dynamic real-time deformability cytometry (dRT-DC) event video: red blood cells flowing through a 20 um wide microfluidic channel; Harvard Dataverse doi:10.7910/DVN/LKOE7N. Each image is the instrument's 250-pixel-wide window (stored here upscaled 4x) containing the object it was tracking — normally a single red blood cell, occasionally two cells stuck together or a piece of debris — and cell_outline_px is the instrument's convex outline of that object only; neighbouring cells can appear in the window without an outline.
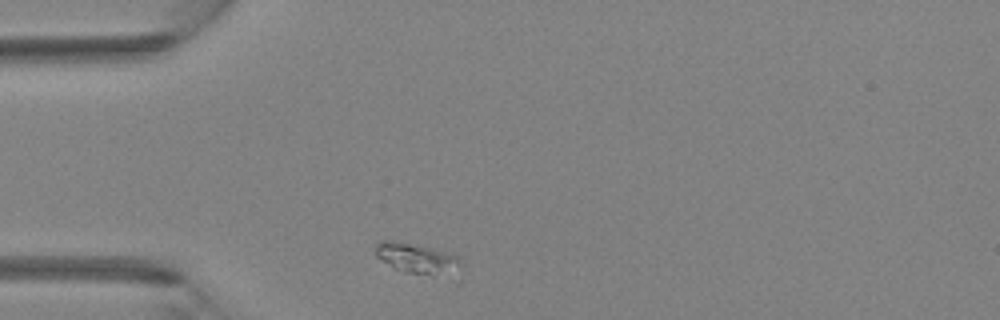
{"species": "Egyptian fruit bat (a non-hibernating species)", "species_latin": "Rousettus aegyptiacus", "temperature_condition": "room temperature", "stored_images_in_passage": 2, "camera_frame_rate_fps": 3000, "um_per_image_px": 0.085, "animal": {"sex": "female"}, "frame": {"image": 1, "passage_image": 1, "time_ms": 0.0, "image_size_px": [1000, 320], "cell_outline_px": [[460, 260], [432, 276], [404, 272], [396, 268], [376, 256], [376, 244], [380, 240], [388, 240], [432, 248], [452, 252], [460, 256]], "centroid_in_image_um": [35.28, 21.89], "position_along_channel_um": 49.7, "area_um2": 13.87}}